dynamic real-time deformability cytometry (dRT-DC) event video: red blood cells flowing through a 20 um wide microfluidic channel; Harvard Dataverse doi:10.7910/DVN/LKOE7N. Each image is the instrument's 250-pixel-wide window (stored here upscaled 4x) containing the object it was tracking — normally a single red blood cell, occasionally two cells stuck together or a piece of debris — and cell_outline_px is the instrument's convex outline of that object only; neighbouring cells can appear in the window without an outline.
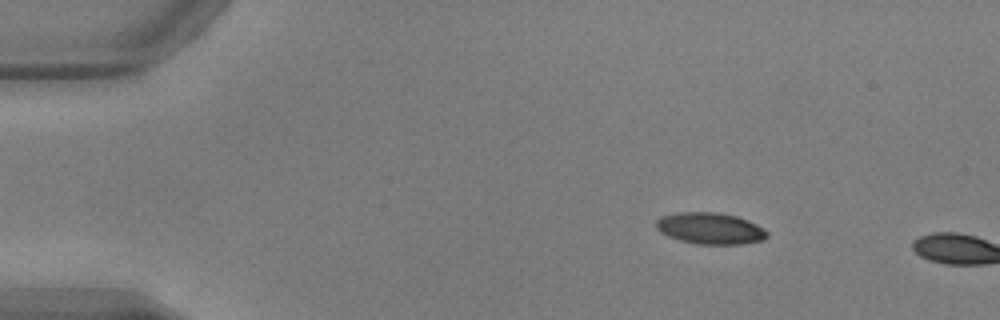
{"species": "common noctule bat (a hibernating species)", "species_latin": "Nyctalus noctula", "temperature_condition": "warm", "stored_images_in_passage": 3, "camera_frame_rate_fps": 3000, "um_per_image_px": 0.085, "animal": {"sex": "male", "body_mass_g": 17.9, "forearm_length_mm": 54.2}, "frame": {"image": 1, "passage_image": 1, "time_ms": 0.0, "image_size_px": [1000, 320], "cell_outline_px": [[768, 236], [764, 240], [740, 244], [696, 244], [680, 240], [668, 236], [660, 232], [656, 228], [656, 220], [660, 216], [676, 212], [716, 212], [736, 216], [748, 220], [756, 224], [768, 232]], "centroid_in_image_um": [60.34, 19.41], "position_along_channel_um": 24.7, "area_um2": 20.46}}